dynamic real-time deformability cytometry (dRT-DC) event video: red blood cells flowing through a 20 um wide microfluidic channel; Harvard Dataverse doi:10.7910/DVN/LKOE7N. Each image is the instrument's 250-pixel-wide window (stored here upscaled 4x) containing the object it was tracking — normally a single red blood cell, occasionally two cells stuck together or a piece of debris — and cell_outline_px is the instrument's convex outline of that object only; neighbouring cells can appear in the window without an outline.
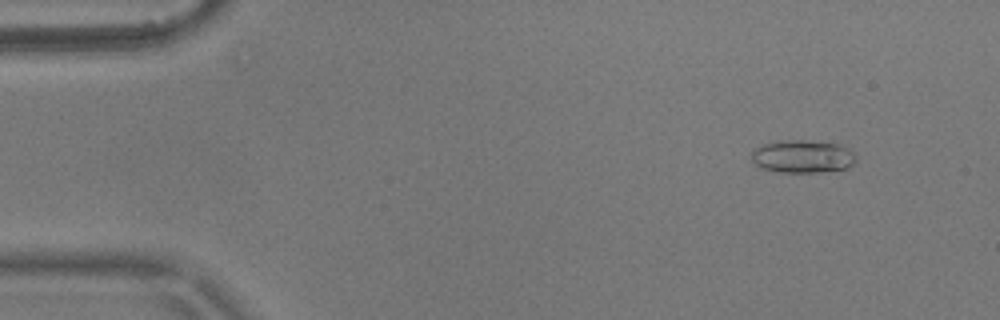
{"species": "common noctule bat (a hibernating species)", "species_latin": "Nyctalus noctula", "temperature_condition": "warm", "stored_images_in_passage": 3, "camera_frame_rate_fps": 3000, "um_per_image_px": 0.085, "animal": {"sex": "male", "body_mass_g": 17.9}, "frame": {"image": 1, "passage_image": 1, "time_ms": 0.0, "image_size_px": [1000, 320], "cell_outline_px": [[856, 160], [848, 168], [820, 172], [780, 172], [760, 168], [752, 160], [752, 152], [760, 144], [776, 140], [804, 140], [840, 144], [848, 148], [856, 156]], "centroid_in_image_um": [68.21, 13.29], "position_along_channel_um": 16.8, "area_um2": 20.17}}